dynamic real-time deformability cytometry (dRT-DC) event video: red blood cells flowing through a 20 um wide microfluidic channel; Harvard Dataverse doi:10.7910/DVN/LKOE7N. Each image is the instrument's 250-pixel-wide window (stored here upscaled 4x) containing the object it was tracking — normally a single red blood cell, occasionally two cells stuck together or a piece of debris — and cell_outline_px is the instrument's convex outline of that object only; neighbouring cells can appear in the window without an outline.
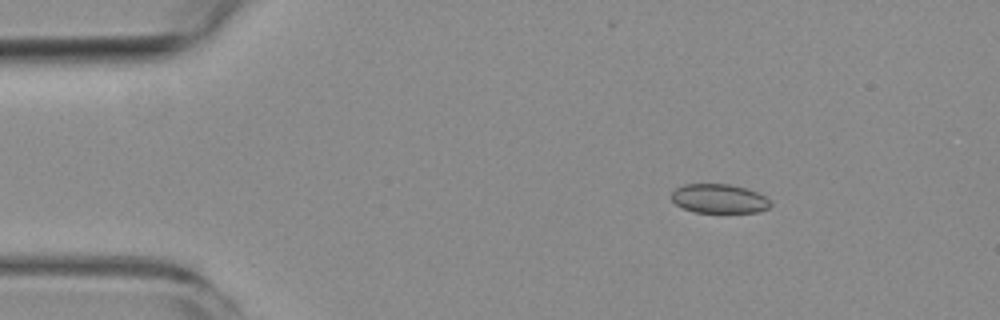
{"species": "common noctule bat (a hibernating species)", "species_latin": "Nyctalus noctula", "temperature_condition": "room temperature", "stored_images_in_passage": 4, "camera_frame_rate_fps": 3000, "um_per_image_px": 0.085, "animal": {"sex": "female", "body_mass_g": 19.3, "forearm_length_mm": 54.1}, "frame": {"image": 1, "passage_image": 2, "time_ms": 1.0, "image_size_px": [1000, 320], "cell_outline_px": [[772, 204], [768, 208], [756, 212], [696, 212], [684, 208], [676, 204], [672, 200], [672, 192], [676, 188], [684, 184], [728, 184], [744, 188], [756, 192], [764, 196]], "centroid_in_image_um": [61.11, 16.88], "position_along_channel_um": 23.9, "area_um2": 16.53}}